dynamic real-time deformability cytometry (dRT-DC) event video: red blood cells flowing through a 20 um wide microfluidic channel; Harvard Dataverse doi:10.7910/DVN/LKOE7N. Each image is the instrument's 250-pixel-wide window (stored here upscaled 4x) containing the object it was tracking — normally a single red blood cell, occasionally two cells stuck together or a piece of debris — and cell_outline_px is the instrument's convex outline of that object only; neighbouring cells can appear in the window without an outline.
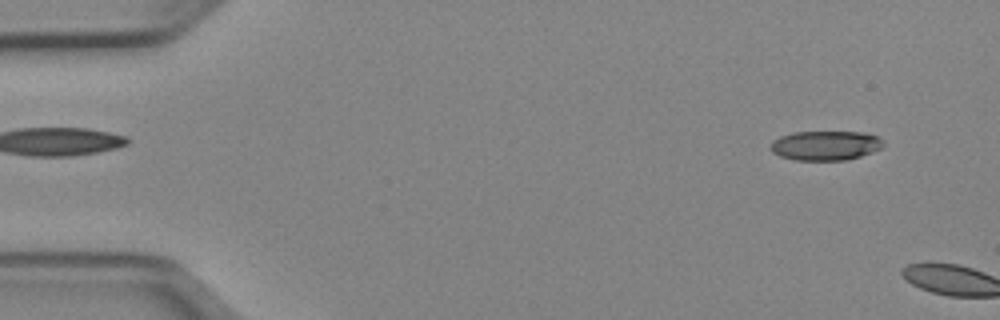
{"species": "Egyptian fruit bat (a non-hibernating species)", "species_latin": "Rousettus aegyptiacus", "temperature_condition": "cold", "stored_images_in_passage": 5, "camera_frame_rate_fps": 3000, "um_per_image_px": 0.085, "animal": {"sex": "female"}, "frame": {"image": 1, "passage_image": 3, "time_ms": 0.667, "image_size_px": [1000, 320], "cell_outline_px": [[884, 144], [880, 148], [872, 152], [848, 160], [796, 160], [780, 156], [772, 152], [768, 148], [772, 140], [780, 136], [792, 132], [864, 132], [876, 136], [884, 140]], "centroid_in_image_um": [70.13, 12.36], "position_along_channel_um": 14.9, "area_um2": 19.54}}